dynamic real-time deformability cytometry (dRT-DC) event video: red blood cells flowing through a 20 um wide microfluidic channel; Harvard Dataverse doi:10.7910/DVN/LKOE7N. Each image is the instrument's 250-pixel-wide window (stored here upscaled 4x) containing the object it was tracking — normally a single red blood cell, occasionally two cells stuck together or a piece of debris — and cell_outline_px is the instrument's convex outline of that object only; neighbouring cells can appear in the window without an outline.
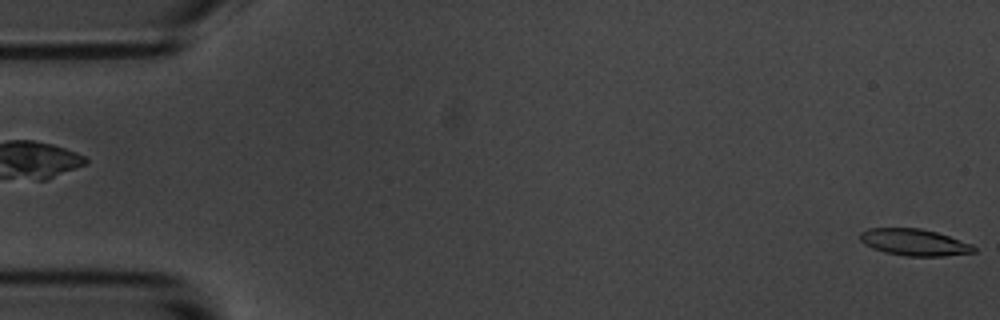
{"species": "common noctule bat (a hibernating species)", "species_latin": "Nyctalus noctula", "temperature_condition": "room temperature", "stored_images_in_passage": 5, "segment_of_instrument_passage": [2, 2], "camera_frame_rate_fps": 3000, "um_per_image_px": 0.085, "animal": {"sex": "male", "body_mass_g": 20.1, "forearm_length_mm": 53.5}, "frame": {"image": 1, "passage_image": 5, "time_ms": 5.333, "image_size_px": [1000, 320], "cell_outline_px": [[976, 252], [944, 256], [904, 256], [884, 252], [872, 248], [864, 244], [860, 240], [860, 232], [868, 228], [920, 228], [936, 232], [972, 244], [976, 248]], "centroid_in_image_um": [77.7, 20.6], "position_along_channel_um": 7.3, "area_um2": 17.74}}